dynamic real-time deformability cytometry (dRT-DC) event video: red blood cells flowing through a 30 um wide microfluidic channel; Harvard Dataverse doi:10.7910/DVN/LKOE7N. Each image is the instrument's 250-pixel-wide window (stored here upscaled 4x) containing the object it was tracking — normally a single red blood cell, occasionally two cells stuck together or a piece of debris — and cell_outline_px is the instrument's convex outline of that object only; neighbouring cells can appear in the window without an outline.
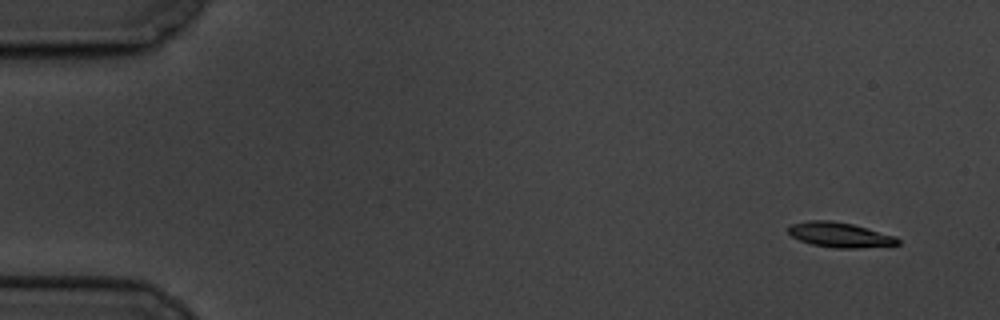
{"species": "common noctule bat (a hibernating species)", "species_latin": "Nyctalus noctula", "temperature_condition": "cold", "stored_images_in_passage": 5, "camera_frame_rate_fps": 3000, "um_per_image_px": 0.085, "animal": {"sex": "male", "body_mass_g": 19.5, "forearm_length_mm": 54.6}, "frame": {"image": 1, "passage_image": 2, "time_ms": 1.0, "image_size_px": [1000, 320], "cell_outline_px": [[900, 244], [860, 248], [836, 248], [812, 244], [800, 240], [792, 236], [788, 232], [788, 224], [808, 220], [832, 220], [852, 224], [896, 236], [900, 240]], "centroid_in_image_um": [71.37, 19.95], "position_along_channel_um": 13.6, "area_um2": 15.95}}
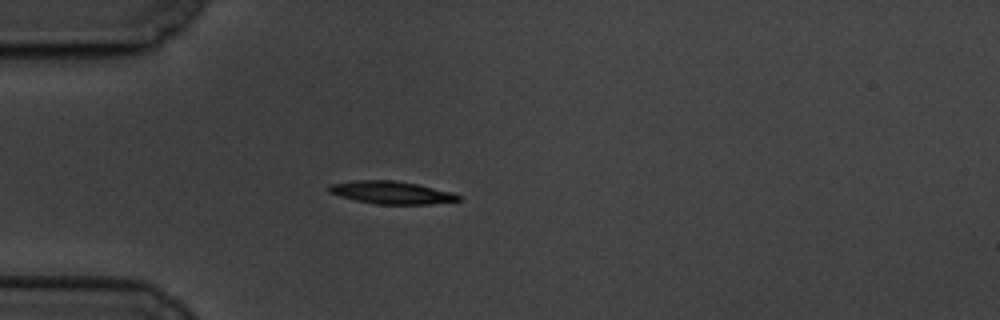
{"frame": {"image": 2, "passage_image": 5, "time_ms": 5.333, "image_size_px": [1000, 320], "cell_outline_px": [[460, 200], [428, 204], [376, 204], [356, 200], [340, 196], [328, 192], [328, 184], [356, 180], [392, 180], [416, 184], [452, 192], [460, 196]], "centroid_in_image_um": [33.22, 16.36], "position_along_channel_um": 51.8, "area_um2": 16.94}}